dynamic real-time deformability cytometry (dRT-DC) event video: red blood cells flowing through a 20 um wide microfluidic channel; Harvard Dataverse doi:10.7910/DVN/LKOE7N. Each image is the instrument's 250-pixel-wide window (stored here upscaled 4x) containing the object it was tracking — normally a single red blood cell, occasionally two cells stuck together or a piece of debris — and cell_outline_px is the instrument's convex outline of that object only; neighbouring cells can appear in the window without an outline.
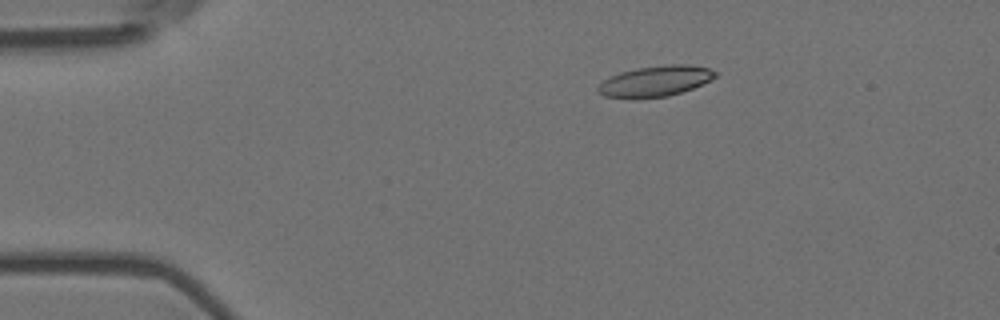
{"species": "Egyptian fruit bat (a non-hibernating species)", "species_latin": "Rousettus aegyptiacus", "temperature_condition": "room temperature", "stored_images_in_passage": 3, "camera_frame_rate_fps": 3000, "um_per_image_px": 0.085, "animal": {"sex": "female"}, "frame": {"image": 1, "passage_image": 1, "time_ms": 0.0, "image_size_px": [1000, 320], "cell_outline_px": [[716, 76], [692, 88], [668, 96], [604, 96], [596, 92], [596, 88], [608, 76], [620, 72], [636, 68], [668, 64], [684, 64], [708, 68], [716, 72]], "centroid_in_image_um": [55.67, 6.86], "position_along_channel_um": 29.3, "area_um2": 20.23}}
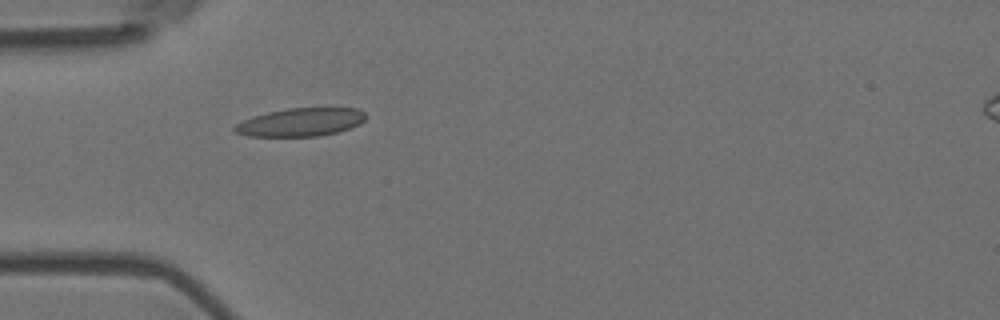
{"frame": {"image": 2, "passage_image": 3, "time_ms": 0.667, "image_size_px": [1000, 320], "cell_outline_px": [[368, 116], [360, 124], [336, 132], [320, 136], [248, 136], [236, 132], [232, 128], [236, 124], [252, 116], [268, 112], [288, 108], [356, 108], [364, 112]], "centroid_in_image_um": [25.56, 10.38], "position_along_channel_um": 59.4, "area_um2": 21.44}}